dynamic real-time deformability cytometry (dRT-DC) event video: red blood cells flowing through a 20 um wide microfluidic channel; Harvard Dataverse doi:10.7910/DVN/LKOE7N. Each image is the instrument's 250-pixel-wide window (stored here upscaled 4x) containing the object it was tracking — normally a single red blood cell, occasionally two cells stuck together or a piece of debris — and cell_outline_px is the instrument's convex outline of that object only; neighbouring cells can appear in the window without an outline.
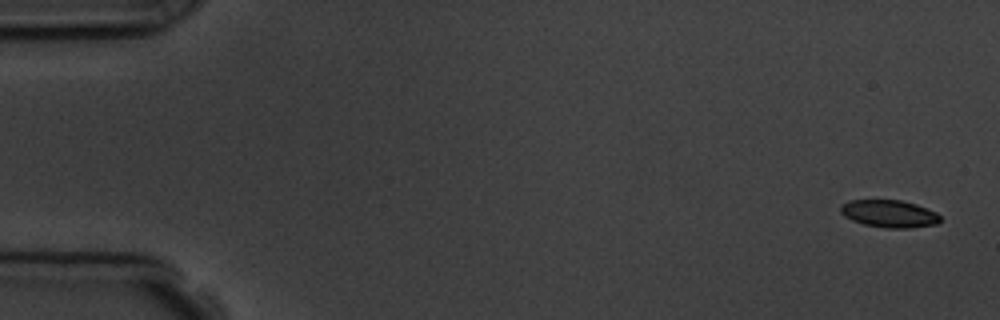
{"species": "common noctule bat (a hibernating species)", "species_latin": "Nyctalus noctula", "temperature_condition": "room temperature", "stored_images_in_passage": 6, "segment_of_instrument_passage": [1, 2], "camera_frame_rate_fps": 3000, "um_per_image_px": 0.085, "animal": {"sex": "male", "body_mass_g": 19.5, "forearm_length_mm": 54.6}, "frame": {"image": 1, "passage_image": 1, "time_ms": 0.0, "image_size_px": [1000, 320], "cell_outline_px": [[940, 220], [936, 224], [908, 228], [888, 228], [864, 224], [852, 220], [844, 216], [840, 212], [840, 204], [848, 200], [900, 200], [916, 204], [936, 212], [940, 216]], "centroid_in_image_um": [75.55, 18.15], "position_along_channel_um": 9.4, "area_um2": 15.9}}